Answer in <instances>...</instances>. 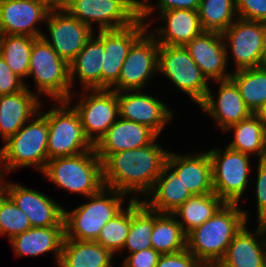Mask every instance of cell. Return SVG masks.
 Listing matches in <instances>:
<instances>
[{
    "label": "cell",
    "mask_w": 266,
    "mask_h": 267,
    "mask_svg": "<svg viewBox=\"0 0 266 267\" xmlns=\"http://www.w3.org/2000/svg\"><path fill=\"white\" fill-rule=\"evenodd\" d=\"M168 152L155 139L147 146L109 155L102 162L104 187L146 196L166 165Z\"/></svg>",
    "instance_id": "1"
},
{
    "label": "cell",
    "mask_w": 266,
    "mask_h": 267,
    "mask_svg": "<svg viewBox=\"0 0 266 267\" xmlns=\"http://www.w3.org/2000/svg\"><path fill=\"white\" fill-rule=\"evenodd\" d=\"M225 203L210 219L186 235V249L205 267L216 266L233 237L247 224L248 212Z\"/></svg>",
    "instance_id": "2"
},
{
    "label": "cell",
    "mask_w": 266,
    "mask_h": 267,
    "mask_svg": "<svg viewBox=\"0 0 266 267\" xmlns=\"http://www.w3.org/2000/svg\"><path fill=\"white\" fill-rule=\"evenodd\" d=\"M40 111L16 134L4 141L5 144L0 149L2 176L5 175L4 172L31 165L40 173L44 171L48 161V123L42 110Z\"/></svg>",
    "instance_id": "3"
},
{
    "label": "cell",
    "mask_w": 266,
    "mask_h": 267,
    "mask_svg": "<svg viewBox=\"0 0 266 267\" xmlns=\"http://www.w3.org/2000/svg\"><path fill=\"white\" fill-rule=\"evenodd\" d=\"M126 196L115 189L103 187L98 193L87 197L91 201L72 211L64 210L65 237L95 241L105 223L124 209L122 204Z\"/></svg>",
    "instance_id": "4"
},
{
    "label": "cell",
    "mask_w": 266,
    "mask_h": 267,
    "mask_svg": "<svg viewBox=\"0 0 266 267\" xmlns=\"http://www.w3.org/2000/svg\"><path fill=\"white\" fill-rule=\"evenodd\" d=\"M42 173L57 188L86 198L104 187L102 161L94 148L73 156L50 159Z\"/></svg>",
    "instance_id": "5"
},
{
    "label": "cell",
    "mask_w": 266,
    "mask_h": 267,
    "mask_svg": "<svg viewBox=\"0 0 266 267\" xmlns=\"http://www.w3.org/2000/svg\"><path fill=\"white\" fill-rule=\"evenodd\" d=\"M157 10L150 0H139V19L132 25L115 30L98 31L103 43L102 89H111L118 81L123 63L133 43L148 29L150 15ZM146 20V22H145Z\"/></svg>",
    "instance_id": "6"
},
{
    "label": "cell",
    "mask_w": 266,
    "mask_h": 267,
    "mask_svg": "<svg viewBox=\"0 0 266 267\" xmlns=\"http://www.w3.org/2000/svg\"><path fill=\"white\" fill-rule=\"evenodd\" d=\"M28 76L35 81L38 97L42 93L72 104L69 64L42 37L33 42Z\"/></svg>",
    "instance_id": "7"
},
{
    "label": "cell",
    "mask_w": 266,
    "mask_h": 267,
    "mask_svg": "<svg viewBox=\"0 0 266 267\" xmlns=\"http://www.w3.org/2000/svg\"><path fill=\"white\" fill-rule=\"evenodd\" d=\"M68 105H71L68 101H57L51 110L42 111L48 123V160L73 156L94 148L84 134L78 112Z\"/></svg>",
    "instance_id": "8"
},
{
    "label": "cell",
    "mask_w": 266,
    "mask_h": 267,
    "mask_svg": "<svg viewBox=\"0 0 266 267\" xmlns=\"http://www.w3.org/2000/svg\"><path fill=\"white\" fill-rule=\"evenodd\" d=\"M212 164L214 193L225 203H238L249 186L250 155L232 150L211 149L208 151Z\"/></svg>",
    "instance_id": "9"
},
{
    "label": "cell",
    "mask_w": 266,
    "mask_h": 267,
    "mask_svg": "<svg viewBox=\"0 0 266 267\" xmlns=\"http://www.w3.org/2000/svg\"><path fill=\"white\" fill-rule=\"evenodd\" d=\"M159 72L197 105L205 99L209 83L184 46L159 45Z\"/></svg>",
    "instance_id": "10"
},
{
    "label": "cell",
    "mask_w": 266,
    "mask_h": 267,
    "mask_svg": "<svg viewBox=\"0 0 266 267\" xmlns=\"http://www.w3.org/2000/svg\"><path fill=\"white\" fill-rule=\"evenodd\" d=\"M66 11L94 30L128 27L139 19V0H69Z\"/></svg>",
    "instance_id": "11"
},
{
    "label": "cell",
    "mask_w": 266,
    "mask_h": 267,
    "mask_svg": "<svg viewBox=\"0 0 266 267\" xmlns=\"http://www.w3.org/2000/svg\"><path fill=\"white\" fill-rule=\"evenodd\" d=\"M149 28L133 43L120 71L116 92L142 90L158 73L159 44Z\"/></svg>",
    "instance_id": "12"
},
{
    "label": "cell",
    "mask_w": 266,
    "mask_h": 267,
    "mask_svg": "<svg viewBox=\"0 0 266 267\" xmlns=\"http://www.w3.org/2000/svg\"><path fill=\"white\" fill-rule=\"evenodd\" d=\"M81 90L82 100L74 109L79 114L85 136L96 144L119 118L117 92L112 89Z\"/></svg>",
    "instance_id": "13"
},
{
    "label": "cell",
    "mask_w": 266,
    "mask_h": 267,
    "mask_svg": "<svg viewBox=\"0 0 266 267\" xmlns=\"http://www.w3.org/2000/svg\"><path fill=\"white\" fill-rule=\"evenodd\" d=\"M222 35L226 49L232 52L234 71L262 66L266 22L238 17Z\"/></svg>",
    "instance_id": "14"
},
{
    "label": "cell",
    "mask_w": 266,
    "mask_h": 267,
    "mask_svg": "<svg viewBox=\"0 0 266 267\" xmlns=\"http://www.w3.org/2000/svg\"><path fill=\"white\" fill-rule=\"evenodd\" d=\"M44 22H46L50 39L45 34L41 37L68 64L75 59L94 34L93 29L66 10L49 11Z\"/></svg>",
    "instance_id": "15"
},
{
    "label": "cell",
    "mask_w": 266,
    "mask_h": 267,
    "mask_svg": "<svg viewBox=\"0 0 266 267\" xmlns=\"http://www.w3.org/2000/svg\"><path fill=\"white\" fill-rule=\"evenodd\" d=\"M1 181V189L29 218L32 227L65 226L64 207L40 191L26 185Z\"/></svg>",
    "instance_id": "16"
},
{
    "label": "cell",
    "mask_w": 266,
    "mask_h": 267,
    "mask_svg": "<svg viewBox=\"0 0 266 267\" xmlns=\"http://www.w3.org/2000/svg\"><path fill=\"white\" fill-rule=\"evenodd\" d=\"M142 91L117 92L119 117L143 124L158 136L173 116L167 104Z\"/></svg>",
    "instance_id": "17"
},
{
    "label": "cell",
    "mask_w": 266,
    "mask_h": 267,
    "mask_svg": "<svg viewBox=\"0 0 266 267\" xmlns=\"http://www.w3.org/2000/svg\"><path fill=\"white\" fill-rule=\"evenodd\" d=\"M184 47L207 80L215 82L231 77L232 73L226 70L230 56L222 33L203 31Z\"/></svg>",
    "instance_id": "18"
},
{
    "label": "cell",
    "mask_w": 266,
    "mask_h": 267,
    "mask_svg": "<svg viewBox=\"0 0 266 267\" xmlns=\"http://www.w3.org/2000/svg\"><path fill=\"white\" fill-rule=\"evenodd\" d=\"M48 13L37 0H0V34L40 38L44 33L37 26Z\"/></svg>",
    "instance_id": "19"
},
{
    "label": "cell",
    "mask_w": 266,
    "mask_h": 267,
    "mask_svg": "<svg viewBox=\"0 0 266 267\" xmlns=\"http://www.w3.org/2000/svg\"><path fill=\"white\" fill-rule=\"evenodd\" d=\"M215 82L219 83L218 97L215 100L209 88L199 107L207 115L212 116L217 126L224 132L253 113L243 101L237 85L231 78Z\"/></svg>",
    "instance_id": "20"
},
{
    "label": "cell",
    "mask_w": 266,
    "mask_h": 267,
    "mask_svg": "<svg viewBox=\"0 0 266 267\" xmlns=\"http://www.w3.org/2000/svg\"><path fill=\"white\" fill-rule=\"evenodd\" d=\"M257 223L253 233L241 228L216 267H266V222Z\"/></svg>",
    "instance_id": "21"
},
{
    "label": "cell",
    "mask_w": 266,
    "mask_h": 267,
    "mask_svg": "<svg viewBox=\"0 0 266 267\" xmlns=\"http://www.w3.org/2000/svg\"><path fill=\"white\" fill-rule=\"evenodd\" d=\"M157 138L149 127L120 117L94 144V149L103 162L113 153L147 146Z\"/></svg>",
    "instance_id": "22"
},
{
    "label": "cell",
    "mask_w": 266,
    "mask_h": 267,
    "mask_svg": "<svg viewBox=\"0 0 266 267\" xmlns=\"http://www.w3.org/2000/svg\"><path fill=\"white\" fill-rule=\"evenodd\" d=\"M166 165L180 178L192 195L214 192L212 164L208 151L186 155L168 152Z\"/></svg>",
    "instance_id": "23"
},
{
    "label": "cell",
    "mask_w": 266,
    "mask_h": 267,
    "mask_svg": "<svg viewBox=\"0 0 266 267\" xmlns=\"http://www.w3.org/2000/svg\"><path fill=\"white\" fill-rule=\"evenodd\" d=\"M39 99L28 85L18 93L0 95V135L3 142L36 116L42 106Z\"/></svg>",
    "instance_id": "24"
},
{
    "label": "cell",
    "mask_w": 266,
    "mask_h": 267,
    "mask_svg": "<svg viewBox=\"0 0 266 267\" xmlns=\"http://www.w3.org/2000/svg\"><path fill=\"white\" fill-rule=\"evenodd\" d=\"M159 14L163 22L162 28H157L156 32L151 33L159 45L185 46L204 31L198 11L172 9Z\"/></svg>",
    "instance_id": "25"
},
{
    "label": "cell",
    "mask_w": 266,
    "mask_h": 267,
    "mask_svg": "<svg viewBox=\"0 0 266 267\" xmlns=\"http://www.w3.org/2000/svg\"><path fill=\"white\" fill-rule=\"evenodd\" d=\"M65 238V226L31 227L9 240L15 255L39 256L51 252L55 254L56 266L60 261Z\"/></svg>",
    "instance_id": "26"
},
{
    "label": "cell",
    "mask_w": 266,
    "mask_h": 267,
    "mask_svg": "<svg viewBox=\"0 0 266 267\" xmlns=\"http://www.w3.org/2000/svg\"><path fill=\"white\" fill-rule=\"evenodd\" d=\"M191 196L180 178L165 165L151 191L141 200L153 211L172 213Z\"/></svg>",
    "instance_id": "27"
},
{
    "label": "cell",
    "mask_w": 266,
    "mask_h": 267,
    "mask_svg": "<svg viewBox=\"0 0 266 267\" xmlns=\"http://www.w3.org/2000/svg\"><path fill=\"white\" fill-rule=\"evenodd\" d=\"M95 36L94 32L84 48L69 64L71 88L74 84L73 80L79 78L83 89H102L103 55L105 53L103 43Z\"/></svg>",
    "instance_id": "28"
},
{
    "label": "cell",
    "mask_w": 266,
    "mask_h": 267,
    "mask_svg": "<svg viewBox=\"0 0 266 267\" xmlns=\"http://www.w3.org/2000/svg\"><path fill=\"white\" fill-rule=\"evenodd\" d=\"M114 255L96 241L64 238L57 267H111Z\"/></svg>",
    "instance_id": "29"
},
{
    "label": "cell",
    "mask_w": 266,
    "mask_h": 267,
    "mask_svg": "<svg viewBox=\"0 0 266 267\" xmlns=\"http://www.w3.org/2000/svg\"><path fill=\"white\" fill-rule=\"evenodd\" d=\"M224 204L225 202L214 192L192 195L172 214L177 218L178 223L187 235L190 231L210 219Z\"/></svg>",
    "instance_id": "30"
},
{
    "label": "cell",
    "mask_w": 266,
    "mask_h": 267,
    "mask_svg": "<svg viewBox=\"0 0 266 267\" xmlns=\"http://www.w3.org/2000/svg\"><path fill=\"white\" fill-rule=\"evenodd\" d=\"M151 244L160 254H173L186 249V234L172 213L154 211Z\"/></svg>",
    "instance_id": "31"
},
{
    "label": "cell",
    "mask_w": 266,
    "mask_h": 267,
    "mask_svg": "<svg viewBox=\"0 0 266 267\" xmlns=\"http://www.w3.org/2000/svg\"><path fill=\"white\" fill-rule=\"evenodd\" d=\"M231 130H234V139L228 144L230 149L247 155L255 153L257 160H266L264 126L255 113L226 129Z\"/></svg>",
    "instance_id": "32"
},
{
    "label": "cell",
    "mask_w": 266,
    "mask_h": 267,
    "mask_svg": "<svg viewBox=\"0 0 266 267\" xmlns=\"http://www.w3.org/2000/svg\"><path fill=\"white\" fill-rule=\"evenodd\" d=\"M154 225V211L141 199L131 200V226L123 249L129 254L152 248L151 234Z\"/></svg>",
    "instance_id": "33"
},
{
    "label": "cell",
    "mask_w": 266,
    "mask_h": 267,
    "mask_svg": "<svg viewBox=\"0 0 266 267\" xmlns=\"http://www.w3.org/2000/svg\"><path fill=\"white\" fill-rule=\"evenodd\" d=\"M36 39L32 36L0 34V55L23 81L29 74L32 45Z\"/></svg>",
    "instance_id": "34"
},
{
    "label": "cell",
    "mask_w": 266,
    "mask_h": 267,
    "mask_svg": "<svg viewBox=\"0 0 266 267\" xmlns=\"http://www.w3.org/2000/svg\"><path fill=\"white\" fill-rule=\"evenodd\" d=\"M230 78L237 85L247 107L256 113L266 102V67L236 70Z\"/></svg>",
    "instance_id": "35"
},
{
    "label": "cell",
    "mask_w": 266,
    "mask_h": 267,
    "mask_svg": "<svg viewBox=\"0 0 266 267\" xmlns=\"http://www.w3.org/2000/svg\"><path fill=\"white\" fill-rule=\"evenodd\" d=\"M197 11L204 31L223 33L238 18L236 0H200Z\"/></svg>",
    "instance_id": "36"
},
{
    "label": "cell",
    "mask_w": 266,
    "mask_h": 267,
    "mask_svg": "<svg viewBox=\"0 0 266 267\" xmlns=\"http://www.w3.org/2000/svg\"><path fill=\"white\" fill-rule=\"evenodd\" d=\"M135 195L128 200V206L124 208L113 219H110L100 230L98 238L95 240L104 249L109 250L113 255L123 250L126 238L131 226V200Z\"/></svg>",
    "instance_id": "37"
},
{
    "label": "cell",
    "mask_w": 266,
    "mask_h": 267,
    "mask_svg": "<svg viewBox=\"0 0 266 267\" xmlns=\"http://www.w3.org/2000/svg\"><path fill=\"white\" fill-rule=\"evenodd\" d=\"M32 226L26 214L20 210L14 201L3 191H0V235L8 237L25 232Z\"/></svg>",
    "instance_id": "38"
},
{
    "label": "cell",
    "mask_w": 266,
    "mask_h": 267,
    "mask_svg": "<svg viewBox=\"0 0 266 267\" xmlns=\"http://www.w3.org/2000/svg\"><path fill=\"white\" fill-rule=\"evenodd\" d=\"M26 86L6 64V61L0 55V95H10L22 91Z\"/></svg>",
    "instance_id": "39"
},
{
    "label": "cell",
    "mask_w": 266,
    "mask_h": 267,
    "mask_svg": "<svg viewBox=\"0 0 266 267\" xmlns=\"http://www.w3.org/2000/svg\"><path fill=\"white\" fill-rule=\"evenodd\" d=\"M237 16L266 22V0H236Z\"/></svg>",
    "instance_id": "40"
},
{
    "label": "cell",
    "mask_w": 266,
    "mask_h": 267,
    "mask_svg": "<svg viewBox=\"0 0 266 267\" xmlns=\"http://www.w3.org/2000/svg\"><path fill=\"white\" fill-rule=\"evenodd\" d=\"M256 173L257 221L266 222V160H258Z\"/></svg>",
    "instance_id": "41"
},
{
    "label": "cell",
    "mask_w": 266,
    "mask_h": 267,
    "mask_svg": "<svg viewBox=\"0 0 266 267\" xmlns=\"http://www.w3.org/2000/svg\"><path fill=\"white\" fill-rule=\"evenodd\" d=\"M156 267H205L191 252L184 249L173 254H161Z\"/></svg>",
    "instance_id": "42"
},
{
    "label": "cell",
    "mask_w": 266,
    "mask_h": 267,
    "mask_svg": "<svg viewBox=\"0 0 266 267\" xmlns=\"http://www.w3.org/2000/svg\"><path fill=\"white\" fill-rule=\"evenodd\" d=\"M161 254L153 248L140 250L126 256L122 266L123 267H156Z\"/></svg>",
    "instance_id": "43"
},
{
    "label": "cell",
    "mask_w": 266,
    "mask_h": 267,
    "mask_svg": "<svg viewBox=\"0 0 266 267\" xmlns=\"http://www.w3.org/2000/svg\"><path fill=\"white\" fill-rule=\"evenodd\" d=\"M200 0H158L156 2L158 13L172 9H188L197 11Z\"/></svg>",
    "instance_id": "44"
},
{
    "label": "cell",
    "mask_w": 266,
    "mask_h": 267,
    "mask_svg": "<svg viewBox=\"0 0 266 267\" xmlns=\"http://www.w3.org/2000/svg\"><path fill=\"white\" fill-rule=\"evenodd\" d=\"M49 11L66 10L69 0H37Z\"/></svg>",
    "instance_id": "45"
},
{
    "label": "cell",
    "mask_w": 266,
    "mask_h": 267,
    "mask_svg": "<svg viewBox=\"0 0 266 267\" xmlns=\"http://www.w3.org/2000/svg\"><path fill=\"white\" fill-rule=\"evenodd\" d=\"M260 122L266 127V102L259 108V110L255 113Z\"/></svg>",
    "instance_id": "46"
},
{
    "label": "cell",
    "mask_w": 266,
    "mask_h": 267,
    "mask_svg": "<svg viewBox=\"0 0 266 267\" xmlns=\"http://www.w3.org/2000/svg\"><path fill=\"white\" fill-rule=\"evenodd\" d=\"M262 66L266 67V36H265V44H264V53L262 57Z\"/></svg>",
    "instance_id": "47"
},
{
    "label": "cell",
    "mask_w": 266,
    "mask_h": 267,
    "mask_svg": "<svg viewBox=\"0 0 266 267\" xmlns=\"http://www.w3.org/2000/svg\"><path fill=\"white\" fill-rule=\"evenodd\" d=\"M264 147L266 150V127H264Z\"/></svg>",
    "instance_id": "48"
},
{
    "label": "cell",
    "mask_w": 266,
    "mask_h": 267,
    "mask_svg": "<svg viewBox=\"0 0 266 267\" xmlns=\"http://www.w3.org/2000/svg\"><path fill=\"white\" fill-rule=\"evenodd\" d=\"M2 178H3V176H2L1 171H0V188H1V181H2Z\"/></svg>",
    "instance_id": "49"
}]
</instances>
